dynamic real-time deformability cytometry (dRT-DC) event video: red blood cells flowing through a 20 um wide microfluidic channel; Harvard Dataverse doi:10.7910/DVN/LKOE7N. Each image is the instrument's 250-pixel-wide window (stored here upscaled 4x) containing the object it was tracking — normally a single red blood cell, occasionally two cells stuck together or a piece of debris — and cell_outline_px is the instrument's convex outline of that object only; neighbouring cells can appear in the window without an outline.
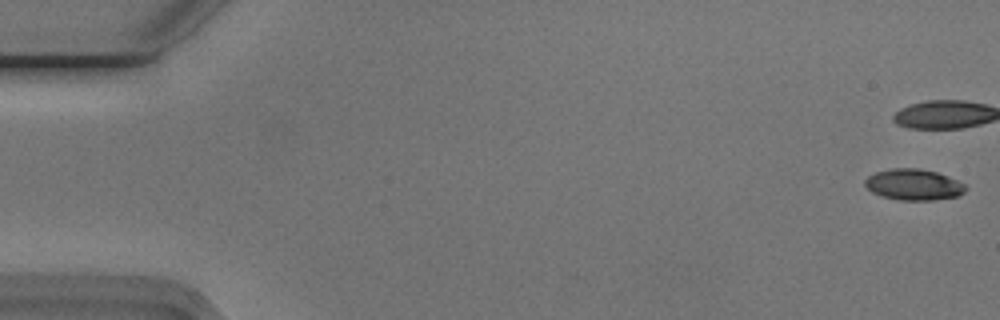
{"species": "Egyptian fruit bat (a non-hibernating species)", "species_latin": "Rousettus aegyptiacus", "temperature_condition": "cold", "stored_images_in_passage": 43, "camera_frame_rate_fps": 3000, "um_per_image_px": 0.085, "animal": {"sex": "male"}, "frame": {"image": 1, "passage_image": 1, "time_ms": 0.0, "image_size_px": [1000, 320], "cell_outline_px": [[968, 188], [960, 196], [932, 200], [900, 200], [884, 196], [872, 192], [864, 184], [864, 180], [868, 176], [876, 172], [892, 168], [916, 168], [936, 172], [948, 176], [964, 184]], "centroid_in_image_um": [77.68, 15.69], "position_along_channel_um": 7.3, "area_um2": 18.15}, "authors_computed_cell_mechanics": {"area_um2": 19.5364, "velocity_mm_per_s": 3.7606, "shape_relaxation_time_tau1_ms": 4.7245, "shape_relaxation_time_tau2_ms": 4.0196, "deformation_change_tau1": 0.1537, "deformation_change_tau2": 0.1117}}